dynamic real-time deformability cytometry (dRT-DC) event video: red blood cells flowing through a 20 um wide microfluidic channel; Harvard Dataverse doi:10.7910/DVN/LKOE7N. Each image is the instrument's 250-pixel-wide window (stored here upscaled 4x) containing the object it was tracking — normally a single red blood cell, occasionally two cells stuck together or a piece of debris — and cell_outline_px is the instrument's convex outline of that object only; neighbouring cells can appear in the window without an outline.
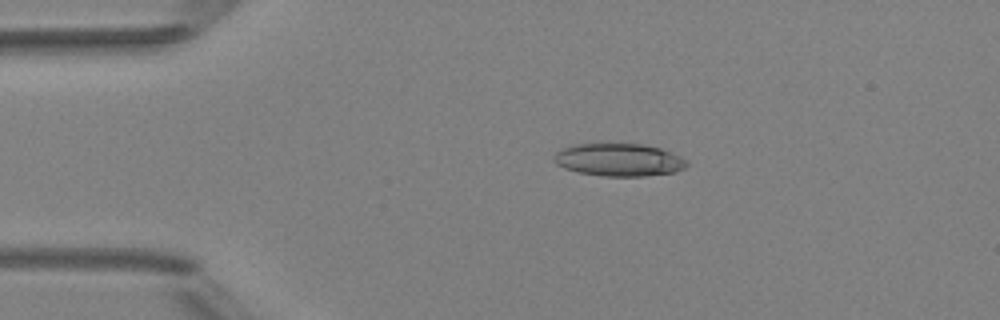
{"species": "Egyptian fruit bat (a non-hibernating species)", "species_latin": "Rousettus aegyptiacus", "temperature_condition": "room temperature", "stored_images_in_passage": 4, "camera_frame_rate_fps": 3000, "um_per_image_px": 0.085, "animal": {"sex": "female"}, "frame": {"image": 1, "passage_image": 3, "time_ms": 3.0, "image_size_px": [1000, 320], "cell_outline_px": [[688, 164], [684, 168], [676, 172], [644, 176], [604, 176], [580, 172], [564, 168], [556, 164], [556, 152], [572, 144], [608, 140], [640, 144], [660, 148], [680, 156]], "centroid_in_image_um": [52.59, 13.53], "position_along_channel_um": 32.4, "area_um2": 25.95}}